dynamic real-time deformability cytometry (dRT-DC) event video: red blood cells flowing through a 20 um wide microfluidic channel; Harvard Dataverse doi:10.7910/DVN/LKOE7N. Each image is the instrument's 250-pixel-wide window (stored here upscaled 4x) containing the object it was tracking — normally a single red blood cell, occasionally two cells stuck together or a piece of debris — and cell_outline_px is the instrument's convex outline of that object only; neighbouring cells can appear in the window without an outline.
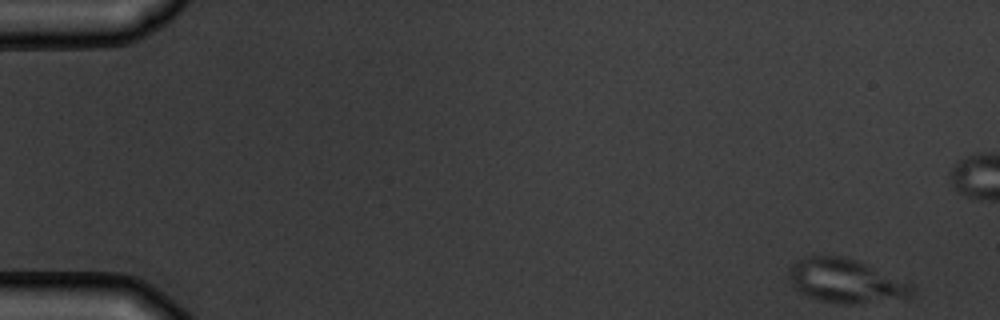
{"species": "common noctule bat (a hibernating species)", "species_latin": "Nyctalus noctula", "temperature_condition": "warm", "stored_images_in_passage": 5, "camera_frame_rate_fps": 3000, "um_per_image_px": 0.085, "animal": {"sex": "male", "body_mass_g": 19.5, "forearm_length_mm": 54.6}, "frame": {"image": 1, "passage_image": 1, "time_ms": 0.0, "image_size_px": [1000, 320], "cell_outline_px": [[916, 288], [904, 300], [852, 304], [840, 304], [820, 300], [808, 296], [800, 292], [788, 280], [788, 268], [796, 260], [804, 256], [840, 256], [856, 260], [912, 284]], "centroid_in_image_um": [71.88, 23.89], "position_along_channel_um": 13.1, "area_um2": 31.67}}